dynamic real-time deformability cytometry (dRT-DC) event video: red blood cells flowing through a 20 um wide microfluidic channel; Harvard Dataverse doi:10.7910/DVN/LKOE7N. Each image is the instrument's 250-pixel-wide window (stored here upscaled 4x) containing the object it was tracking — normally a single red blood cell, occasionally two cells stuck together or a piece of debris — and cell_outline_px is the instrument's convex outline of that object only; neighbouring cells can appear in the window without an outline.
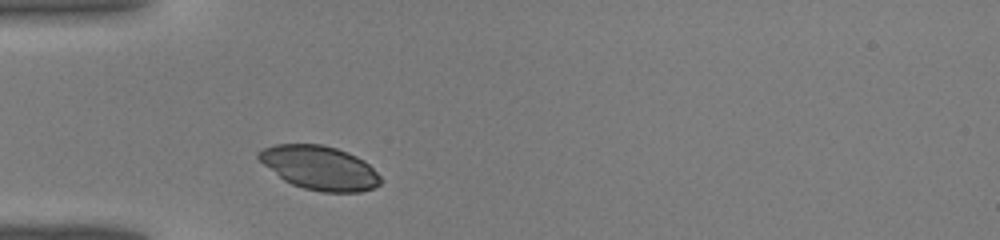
{"species": "common noctule bat (a hibernating species)", "species_latin": "Nyctalus noctula", "temperature_condition": "warm", "stored_images_in_passage": 29, "segment_of_instrument_passage": [1, 2], "camera_frame_rate_fps": 3000, "um_per_image_px": 0.085, "animal": {"sex": "male", "body_mass_g": 19.0, "forearm_length_mm": 50.8}, "frame": {"image": 1, "passage_image": 2, "time_ms": 0.333, "image_size_px": [1000, 240], "cell_outline_px": [[384, 180], [380, 184], [372, 188], [360, 192], [320, 192], [304, 188], [292, 184], [284, 180], [264, 164], [256, 156], [256, 152], [272, 144], [320, 144], [336, 148], [348, 152], [364, 160]], "centroid_in_image_um": [27.17, 14.26], "position_along_channel_um": 57.8, "area_um2": 31.15}}
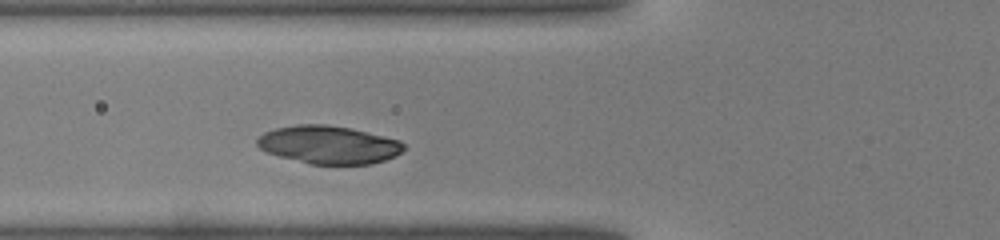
{"frame": {"image": 2, "passage_image": 5, "time_ms": 1.333, "image_size_px": [1000, 240], "cell_outline_px": [[404, 148], [396, 156], [372, 164], [308, 164], [280, 156], [268, 152], [260, 148], [256, 144], [256, 140], [264, 132], [276, 128], [296, 124], [328, 124], [348, 128], [384, 136], [400, 140], [404, 144]], "centroid_in_image_um": [27.93, 12.3], "position_along_channel_um": 97.9, "area_um2": 32.37}}
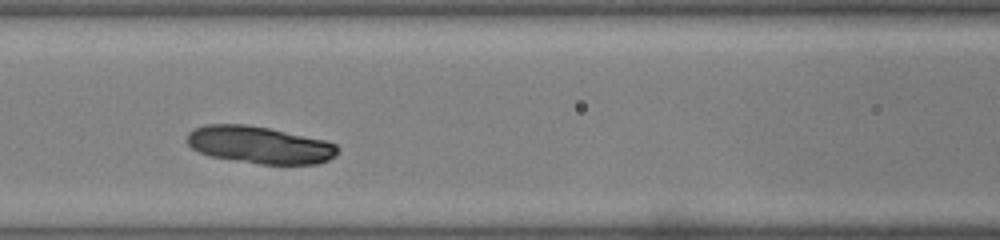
{"frame": {"image": 3, "passage_image": 8, "time_ms": 2.333, "image_size_px": [1000, 240], "cell_outline_px": [[340, 148], [336, 156], [320, 164], [260, 164], [232, 160], [212, 156], [200, 152], [192, 148], [188, 144], [188, 132], [204, 124], [248, 124], [268, 128], [324, 140], [336, 144]], "centroid_in_image_um": [22.09, 12.32], "position_along_channel_um": 144.5, "area_um2": 32.66}}